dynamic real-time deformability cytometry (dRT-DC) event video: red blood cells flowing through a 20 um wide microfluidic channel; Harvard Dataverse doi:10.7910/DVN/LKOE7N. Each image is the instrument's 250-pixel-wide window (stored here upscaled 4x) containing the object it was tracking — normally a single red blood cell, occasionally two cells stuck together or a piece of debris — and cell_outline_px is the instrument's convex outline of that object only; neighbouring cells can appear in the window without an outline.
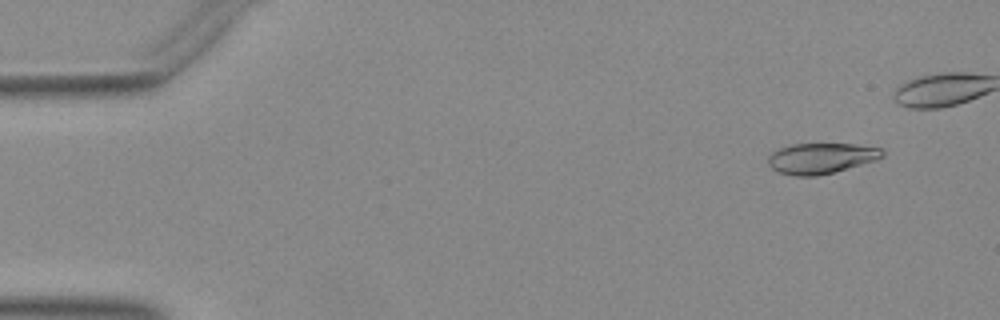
{"species": "Egyptian fruit bat (a non-hibernating species)", "species_latin": "Rousettus aegyptiacus", "temperature_condition": "warm", "stored_images_in_passage": 42, "camera_frame_rate_fps": 3000, "um_per_image_px": 0.085, "animal": {"sex": "female"}, "frame": {"image": 1, "passage_image": 4, "time_ms": 1.0, "image_size_px": [1000, 320], "cell_outline_px": [[884, 156], [876, 160], [832, 172], [816, 176], [796, 176], [776, 172], [768, 164], [768, 156], [772, 152], [780, 148], [792, 144], [856, 144], [884, 148]], "centroid_in_image_um": [69.79, 13.44], "position_along_channel_um": 15.2, "area_um2": 20.4}}
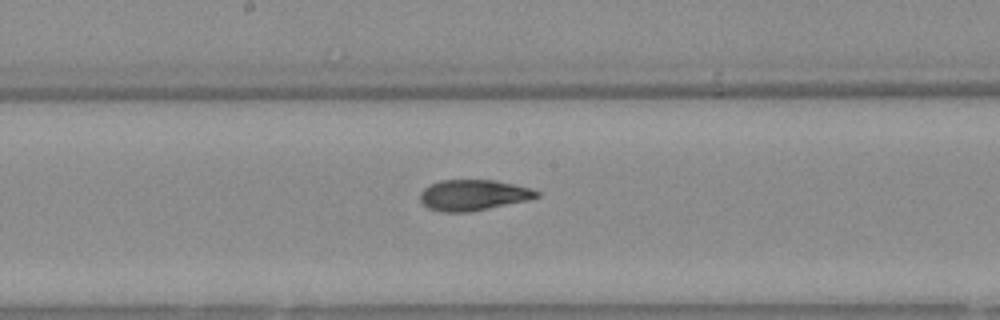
{"frame": {"image": 2, "passage_image": 27, "time_ms": 8.667, "image_size_px": [1000, 320], "cell_outline_px": [[540, 196], [528, 200], [468, 212], [440, 212], [428, 208], [420, 200], [420, 192], [424, 188], [440, 180], [496, 180], [532, 188], [540, 192]], "centroid_in_image_um": [40.24, 16.58], "position_along_channel_um": 208.0, "area_um2": 20.92}}
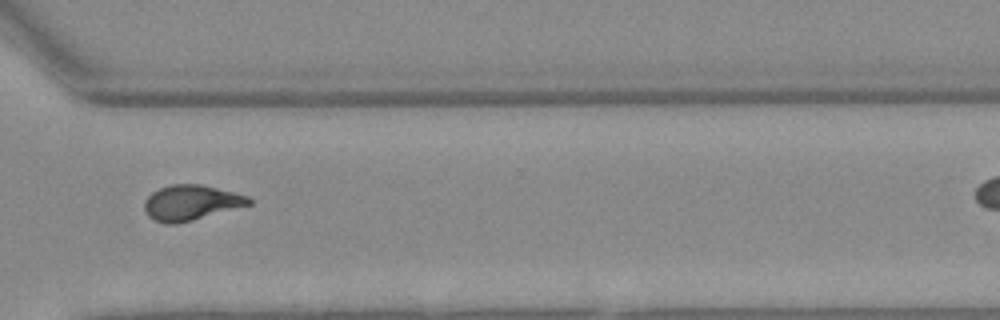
{"frame": {"image": 3, "passage_image": 38, "time_ms": 12.333, "image_size_px": [1000, 320], "cell_outline_px": [[252, 204], [192, 220], [176, 224], [164, 224], [152, 220], [144, 212], [144, 200], [152, 192], [160, 188], [172, 184], [200, 184], [248, 196], [252, 200]], "centroid_in_image_um": [16.19, 17.24], "position_along_channel_um": 354.4, "area_um2": 21.44}}